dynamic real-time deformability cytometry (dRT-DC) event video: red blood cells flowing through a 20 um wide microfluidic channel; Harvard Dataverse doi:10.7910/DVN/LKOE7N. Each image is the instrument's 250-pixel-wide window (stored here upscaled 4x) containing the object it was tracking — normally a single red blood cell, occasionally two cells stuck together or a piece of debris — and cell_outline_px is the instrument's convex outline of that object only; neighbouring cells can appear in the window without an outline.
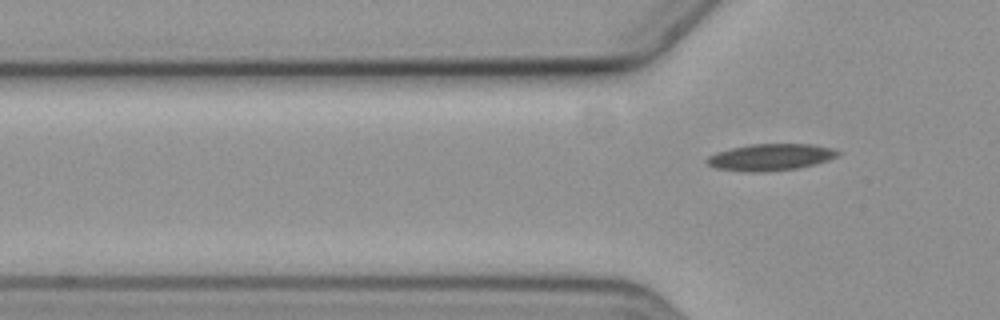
{"species": "common noctule bat (a hibernating species)", "species_latin": "Nyctalus noctula", "temperature_condition": "cold", "stored_images_in_passage": 5, "segment_of_instrument_passage": [2, 2], "camera_frame_rate_fps": 3000, "um_per_image_px": 0.085, "animal": {"sex": "female", "body_mass_g": 19.3, "forearm_length_mm": 54.1}, "frame": {"image": 1, "passage_image": 5, "time_ms": 5.667, "image_size_px": [1000, 320], "cell_outline_px": [[840, 152], [836, 156], [828, 160], [816, 164], [796, 168], [764, 172], [748, 172], [716, 168], [708, 164], [704, 160], [708, 156], [716, 152], [732, 148], [752, 144], [812, 144], [832, 148]], "centroid_in_image_um": [65.47, 13.36], "position_along_channel_um": 60.3, "area_um2": 20.29}}